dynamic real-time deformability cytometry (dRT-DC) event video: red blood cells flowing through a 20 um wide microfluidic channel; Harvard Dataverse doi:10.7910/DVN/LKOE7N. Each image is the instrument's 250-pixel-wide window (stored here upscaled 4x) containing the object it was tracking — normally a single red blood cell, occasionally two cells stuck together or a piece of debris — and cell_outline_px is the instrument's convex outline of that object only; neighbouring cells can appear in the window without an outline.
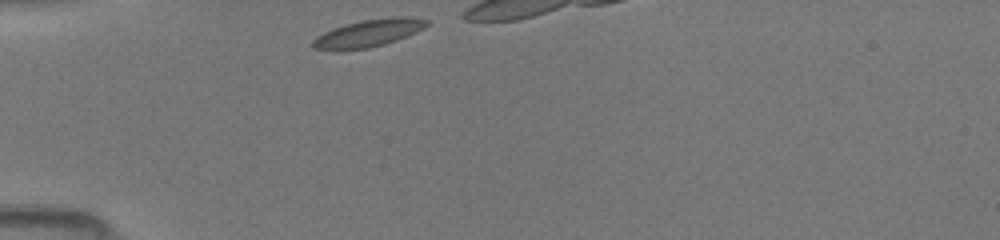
{"species": "common noctule bat (a hibernating species)", "species_latin": "Nyctalus noctula", "temperature_condition": "room temperature", "stored_images_in_passage": 8, "camera_frame_rate_fps": 3000, "um_per_image_px": 0.085, "animal": {"sex": "female", "body_mass_g": 19.5, "forearm_length_mm": 54.1}, "frame": {"image": 1, "passage_image": 1, "time_ms": 0.0, "image_size_px": [1000, 240], "cell_outline_px": [[428, 24], [424, 28], [396, 40], [384, 44], [368, 48], [340, 52], [332, 52], [312, 48], [312, 40], [316, 36], [332, 28], [360, 20], [388, 16], [404, 16], [428, 20]], "centroid_in_image_um": [31.23, 2.84], "position_along_channel_um": 53.8, "area_um2": 18.67}}
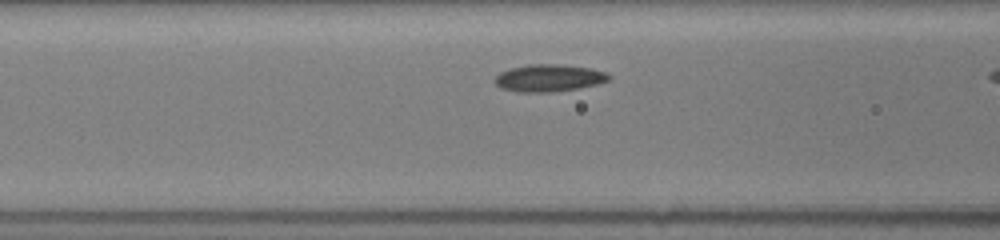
{"frame": {"image": 2, "passage_image": 7, "time_ms": 2.0, "image_size_px": [1000, 240], "cell_outline_px": [[612, 76], [608, 80], [596, 84], [580, 88], [552, 92], [516, 92], [500, 88], [492, 80], [500, 72], [512, 68], [528, 64], [560, 64], [592, 68], [608, 72]], "centroid_in_image_um": [46.66, 6.63], "position_along_channel_um": 119.9, "area_um2": 18.32}}